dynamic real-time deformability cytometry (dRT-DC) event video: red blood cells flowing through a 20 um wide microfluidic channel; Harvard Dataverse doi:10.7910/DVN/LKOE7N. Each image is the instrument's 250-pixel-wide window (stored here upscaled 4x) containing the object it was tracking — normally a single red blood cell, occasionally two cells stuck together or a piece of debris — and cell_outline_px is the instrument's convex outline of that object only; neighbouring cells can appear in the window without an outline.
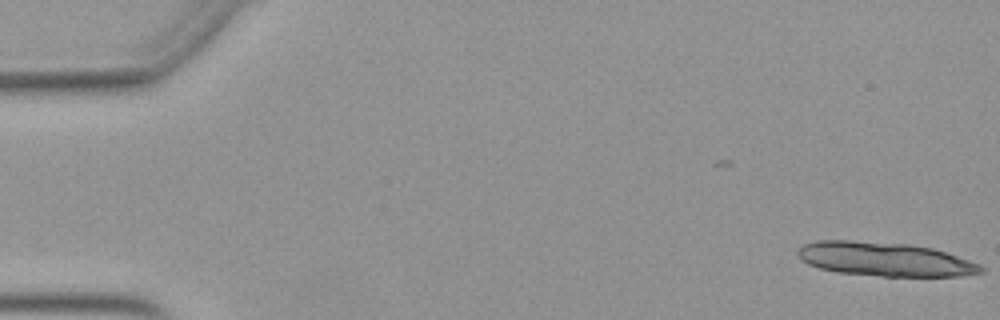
{"species": "Egyptian fruit bat (a non-hibernating species)", "species_latin": "Rousettus aegyptiacus", "temperature_condition": "warm", "stored_images_in_passage": 2, "camera_frame_rate_fps": 3000, "um_per_image_px": 0.085, "animal": {"sex": "female"}, "frame": {"image": 1, "passage_image": 2, "time_ms": 0.333, "image_size_px": [1000, 320], "cell_outline_px": [[984, 272], [960, 276], [880, 276], [836, 272], [820, 268], [808, 264], [800, 260], [796, 252], [804, 244], [816, 240], [852, 240], [912, 244], [932, 248], [980, 264], [984, 268]], "centroid_in_image_um": [75.17, 22.03], "position_along_channel_um": 9.8, "area_um2": 36.3}}